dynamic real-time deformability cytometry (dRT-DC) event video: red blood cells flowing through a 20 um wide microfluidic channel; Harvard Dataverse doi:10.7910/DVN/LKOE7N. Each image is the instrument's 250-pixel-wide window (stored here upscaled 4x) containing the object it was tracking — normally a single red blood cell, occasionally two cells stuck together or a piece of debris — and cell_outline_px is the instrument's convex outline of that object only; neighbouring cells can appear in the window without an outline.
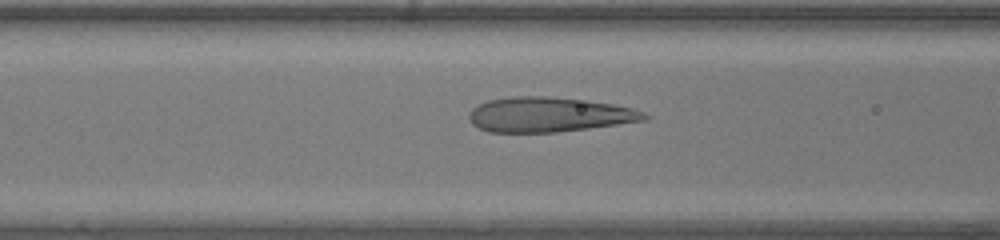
{"species": "human", "species_latin": "Homo sapiens", "temperature_condition": "warm", "stored_images_in_passage": 48, "camera_frame_rate_fps": 3000, "um_per_image_px": 0.085, "donor": {"sex": "female"}, "frame": {"image": 1, "passage_image": 19, "time_ms": 6.0, "image_size_px": [1000, 240], "cell_outline_px": [[652, 116], [644, 120], [588, 128], [556, 132], [488, 132], [472, 124], [468, 116], [472, 108], [488, 100], [512, 96], [544, 96], [588, 100], [612, 104], [632, 108], [644, 112]], "centroid_in_image_um": [46.65, 9.73], "position_along_channel_um": 119.9, "area_um2": 35.43}}
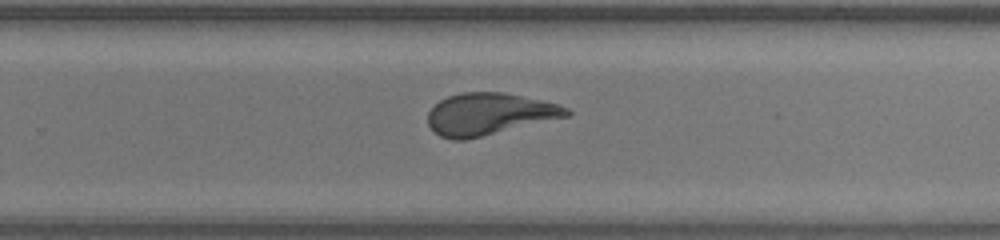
{"frame": {"image": 2, "passage_image": 31, "time_ms": 10.0, "image_size_px": [1000, 240], "cell_outline_px": [[572, 112], [568, 116], [464, 140], [452, 140], [440, 136], [428, 124], [428, 112], [440, 100], [448, 96], [460, 92], [504, 92], [540, 100], [556, 104], [568, 108]], "centroid_in_image_um": [41.55, 9.69], "position_along_channel_um": 288.2, "area_um2": 33.47}}
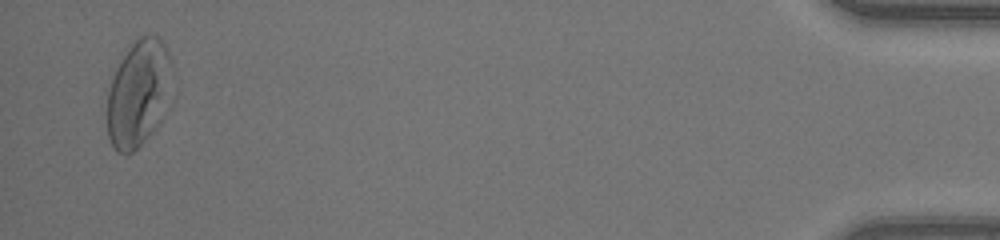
{"frame": {"image": 3, "passage_image": 47, "time_ms": 15.333, "image_size_px": [1000, 240], "cell_outline_px": [[172, 60], [168, 108], [160, 124], [132, 152], [124, 156], [116, 152], [112, 148], [108, 136], [108, 88], [112, 76], [120, 60], [132, 40], [140, 36], [160, 36], [168, 48]], "centroid_in_image_um": [11.79, 7.92], "position_along_channel_um": 423.4, "area_um2": 41.27}, "authors_computed_cell_mechanics": {"area_um2": 34.7089, "velocity_mm_per_s": 4.2194, "shape_relaxation_time_tau1_ms": null, "shape_relaxation_time_tau2_ms": 0.6914, "deformation_change_tau1": null, "deformation_change_tau2": 0.0883}}